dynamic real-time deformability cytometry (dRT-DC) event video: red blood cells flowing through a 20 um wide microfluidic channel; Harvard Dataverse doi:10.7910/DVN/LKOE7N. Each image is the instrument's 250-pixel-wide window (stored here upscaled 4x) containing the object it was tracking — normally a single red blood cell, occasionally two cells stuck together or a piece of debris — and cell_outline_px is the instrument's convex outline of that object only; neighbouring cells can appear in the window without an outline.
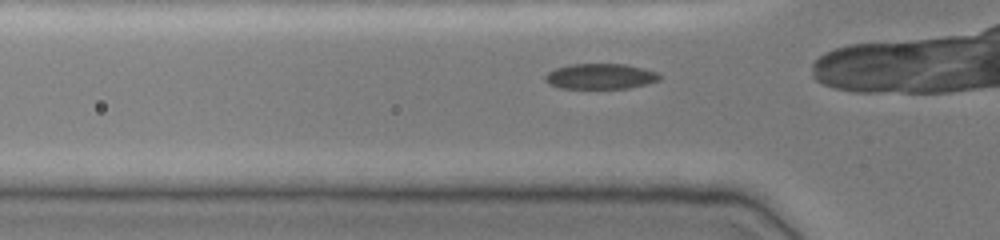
{"species": "common noctule bat (a hibernating species)", "species_latin": "Nyctalus noctula", "temperature_condition": "cold", "stored_images_in_passage": 29, "camera_frame_rate_fps": 3000, "um_per_image_px": 0.085, "animal": {"sex": "female", "body_mass_g": 19.0, "forearm_length_mm": 51.5}, "frame": {"image": 1, "passage_image": 3, "time_ms": 0.667, "image_size_px": [1000, 240], "cell_outline_px": [[660, 80], [648, 84], [628, 88], [560, 88], [548, 84], [544, 80], [544, 76], [548, 72], [556, 68], [568, 64], [624, 64], [644, 68], [656, 72], [660, 76]], "centroid_in_image_um": [51.01, 6.49], "position_along_channel_um": 74.8, "area_um2": 17.05}}
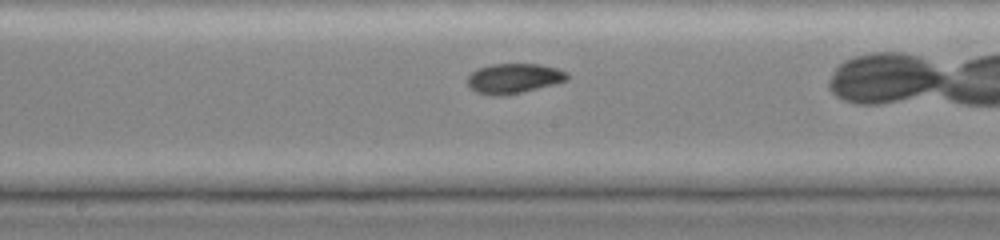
{"frame": {"image": 2, "passage_image": 13, "time_ms": 4.0, "image_size_px": [1000, 240], "cell_outline_px": [[568, 80], [520, 92], [492, 96], [476, 92], [468, 88], [464, 80], [476, 68], [492, 64], [540, 64], [556, 68], [568, 72]], "centroid_in_image_um": [43.6, 6.65], "position_along_channel_um": 204.6, "area_um2": 17.4}}
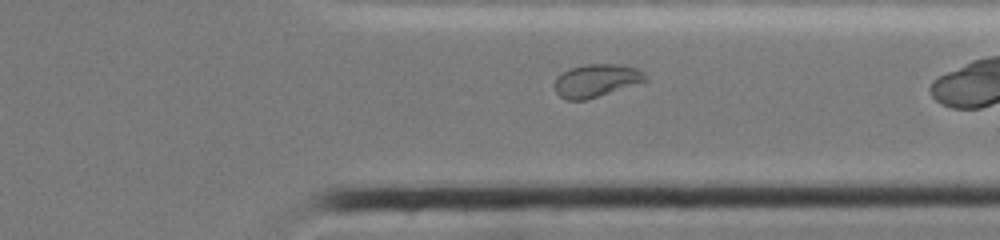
{"frame": {"image": 3, "passage_image": 25, "time_ms": 8.0, "image_size_px": [1000, 240], "cell_outline_px": [[648, 80], [584, 100], [568, 100], [560, 96], [556, 92], [556, 76], [572, 68], [584, 64], [620, 64], [636, 68], [644, 72], [648, 76]], "centroid_in_image_um": [50.7, 6.83], "position_along_channel_um": 360.7, "area_um2": 17.05}}